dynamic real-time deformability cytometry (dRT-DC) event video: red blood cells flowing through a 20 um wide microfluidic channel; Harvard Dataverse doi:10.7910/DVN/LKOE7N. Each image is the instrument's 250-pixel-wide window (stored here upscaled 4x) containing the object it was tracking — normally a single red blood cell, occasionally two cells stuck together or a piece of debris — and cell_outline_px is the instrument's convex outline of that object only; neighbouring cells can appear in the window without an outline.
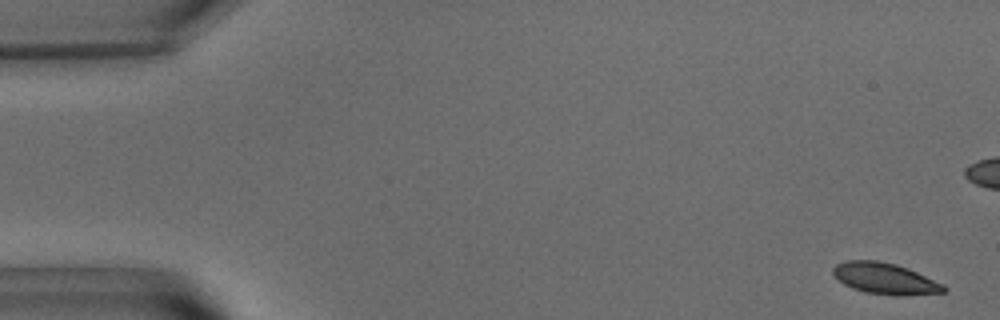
{"species": "common noctule bat (a hibernating species)", "species_latin": "Nyctalus noctula", "temperature_condition": "warm", "stored_images_in_passage": 48, "camera_frame_rate_fps": 3000, "um_per_image_px": 0.085, "animal": {"sex": "male", "body_mass_g": 15.6}, "frame": {"image": 1, "passage_image": 2, "time_ms": 0.333, "image_size_px": [1000, 320], "cell_outline_px": [[948, 288], [944, 292], [896, 296], [892, 296], [864, 292], [852, 288], [844, 284], [832, 272], [832, 268], [836, 264], [844, 260], [876, 260], [896, 264], [908, 268], [944, 284]], "centroid_in_image_um": [75.23, 23.67], "position_along_channel_um": 9.8, "area_um2": 20.23}}
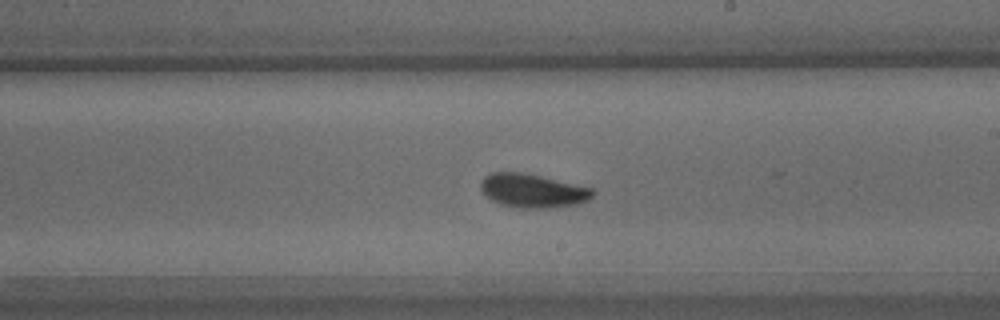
{"frame": {"image": 2, "passage_image": 32, "time_ms": 10.333, "image_size_px": [1000, 320], "cell_outline_px": [[596, 192], [588, 200], [576, 204], [548, 208], [524, 208], [500, 204], [492, 200], [480, 188], [480, 180], [484, 176], [492, 172], [520, 172], [540, 176], [592, 188]], "centroid_in_image_um": [45.26, 16.21], "position_along_channel_um": 243.7, "area_um2": 21.79}}
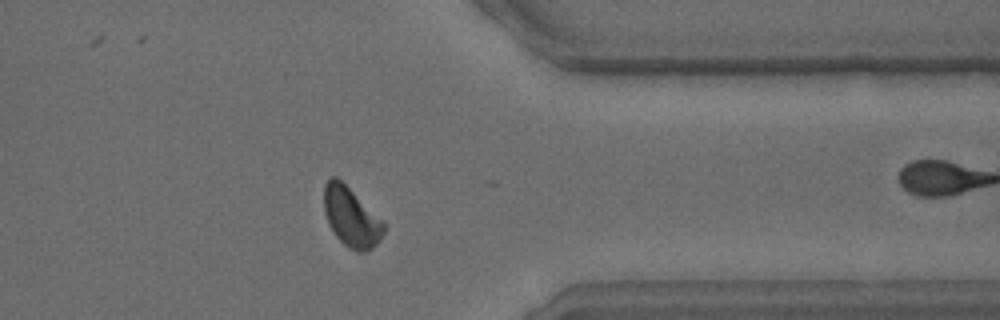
{"frame": {"image": 3, "passage_image": 44, "time_ms": 14.333, "image_size_px": [1000, 320], "cell_outline_px": [[384, 232], [380, 240], [372, 248], [364, 252], [356, 252], [344, 244], [336, 236], [328, 224], [324, 212], [324, 184], [332, 176], [336, 176], [384, 220]], "centroid_in_image_um": [29.85, 18.45], "position_along_channel_um": 381.5, "area_um2": 20.75}, "authors_computed_cell_mechanics": {"area_um2": 21.1837, "velocity_mm_per_s": 3.6919, "shape_relaxation_time_tau1_ms": 2.5595, "shape_relaxation_time_tau2_ms": 1.6534, "deformation_change_tau1": 0.0926, "deformation_change_tau2": 0.0386}}